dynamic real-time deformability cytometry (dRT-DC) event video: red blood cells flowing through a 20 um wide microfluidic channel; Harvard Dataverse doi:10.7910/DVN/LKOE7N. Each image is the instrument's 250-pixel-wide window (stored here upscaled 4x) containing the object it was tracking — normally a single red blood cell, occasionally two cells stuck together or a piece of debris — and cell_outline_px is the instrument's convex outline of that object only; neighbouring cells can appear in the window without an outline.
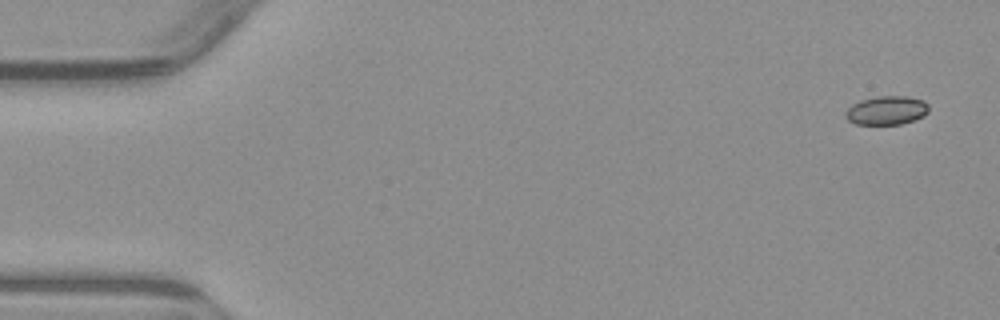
{"species": "common noctule bat (a hibernating species)", "species_latin": "Nyctalus noctula", "temperature_condition": "warm", "stored_images_in_passage": 6, "camera_frame_rate_fps": 3000, "um_per_image_px": 0.085, "animal": {"sex": "male", "body_mass_g": 23.1, "forearm_length_mm": 52.7}, "frame": {"image": 1, "passage_image": 1, "time_ms": 0.0, "image_size_px": [1000, 320], "cell_outline_px": [[928, 112], [924, 116], [900, 124], [856, 124], [848, 120], [844, 116], [844, 112], [852, 104], [860, 100], [876, 96], [908, 96], [924, 100], [928, 104]], "centroid_in_image_um": [75.35, 9.37], "position_along_channel_um": 9.7, "area_um2": 14.05}}
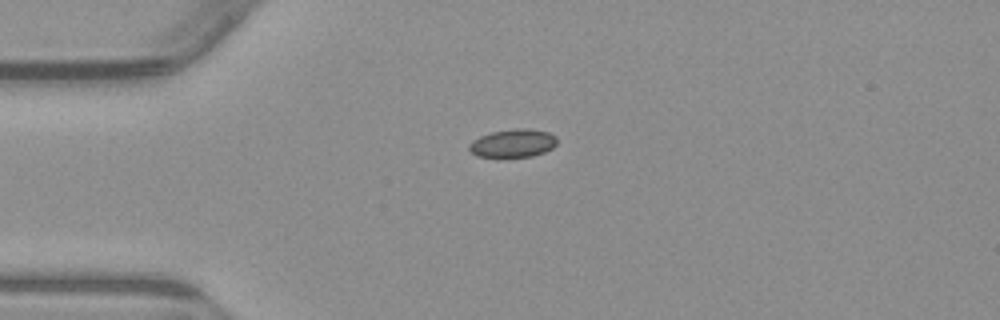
{"frame": {"image": 2, "passage_image": 4, "time_ms": 3.667, "image_size_px": [1000, 320], "cell_outline_px": [[556, 144], [552, 148], [544, 152], [532, 156], [508, 160], [500, 160], [476, 156], [468, 148], [468, 144], [472, 140], [480, 136], [492, 132], [516, 128], [528, 128], [548, 132], [556, 136]], "centroid_in_image_um": [43.55, 12.23], "position_along_channel_um": 41.4, "area_um2": 15.2}}
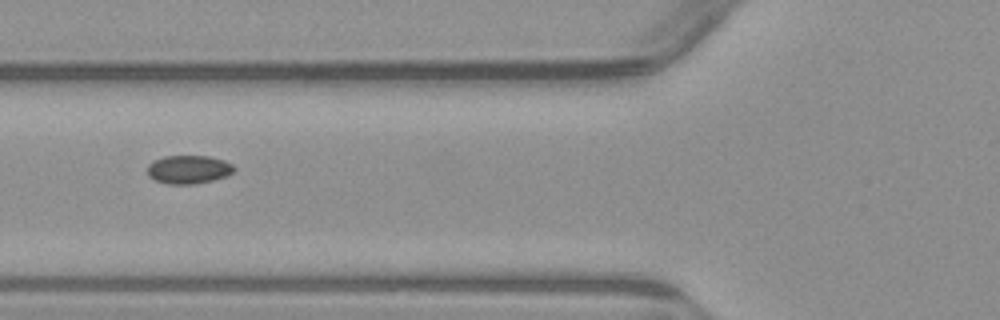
{"frame": {"image": 3, "passage_image": 6, "time_ms": 6.0, "image_size_px": [1000, 320], "cell_outline_px": [[236, 168], [232, 172], [224, 176], [212, 180], [192, 184], [168, 184], [156, 180], [148, 176], [148, 164], [152, 160], [164, 156], [208, 156], [224, 160], [232, 164]], "centroid_in_image_um": [16.0, 14.39], "position_along_channel_um": 109.8, "area_um2": 14.28}}